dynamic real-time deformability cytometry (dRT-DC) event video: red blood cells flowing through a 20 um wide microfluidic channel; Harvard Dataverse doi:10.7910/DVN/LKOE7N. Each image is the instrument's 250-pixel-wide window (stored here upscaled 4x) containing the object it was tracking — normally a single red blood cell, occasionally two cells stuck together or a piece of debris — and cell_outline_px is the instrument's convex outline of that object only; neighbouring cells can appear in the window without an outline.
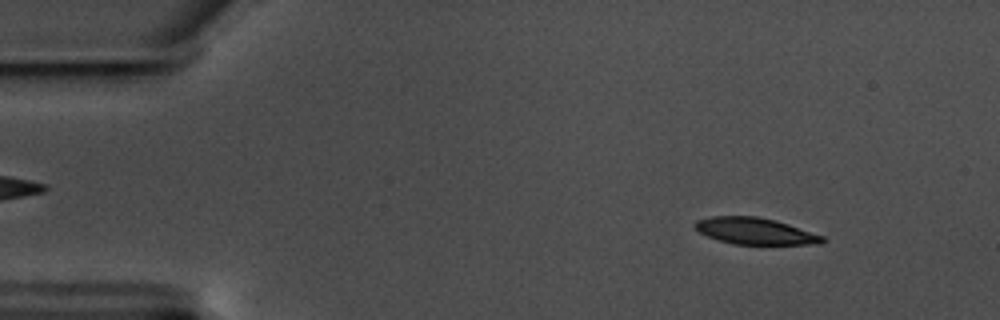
{"species": "common noctule bat (a hibernating species)", "species_latin": "Nyctalus noctula", "temperature_condition": "warm", "stored_images_in_passage": 53, "camera_frame_rate_fps": 3000, "um_per_image_px": 0.085, "animal": {"sex": "male", "body_mass_g": 17.5, "forearm_length_mm": 52.3}, "frame": {"image": 1, "passage_image": 2, "time_ms": 0.333, "image_size_px": [1000, 320], "cell_outline_px": [[828, 240], [820, 244], [732, 244], [708, 236], [700, 232], [692, 224], [696, 220], [712, 216], [756, 216], [776, 220], [824, 236]], "centroid_in_image_um": [64.2, 19.64], "position_along_channel_um": 20.8, "area_um2": 19.71}}
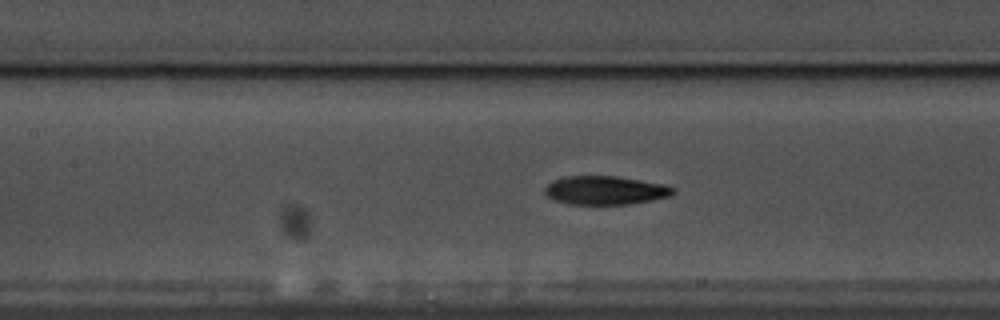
{"frame": {"image": 2, "passage_image": 21, "time_ms": 6.667, "image_size_px": [1000, 320], "cell_outline_px": [[676, 192], [672, 196], [652, 200], [628, 204], [568, 204], [552, 200], [544, 192], [544, 188], [552, 180], [568, 176], [616, 176], [640, 180], [660, 184], [676, 188]], "centroid_in_image_um": [51.43, 16.18], "position_along_channel_um": 156.0, "area_um2": 21.44}}
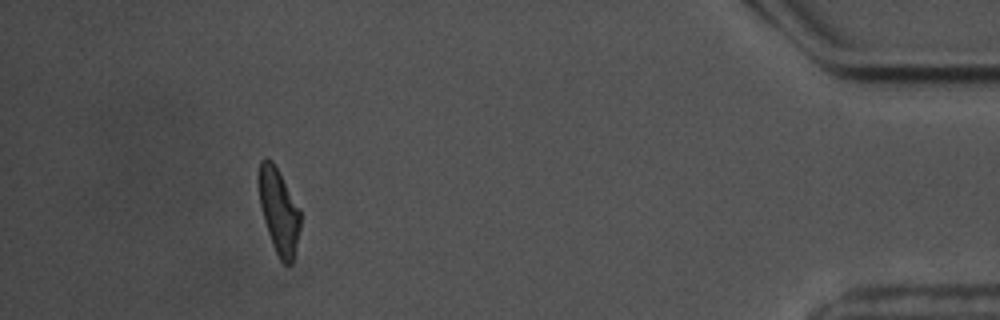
{"frame": {"image": 3, "passage_image": 48, "time_ms": 15.667, "image_size_px": [1000, 320], "cell_outline_px": [[300, 228], [292, 264], [284, 264], [280, 260], [272, 244], [264, 220], [260, 204], [256, 180], [260, 160], [264, 156], [272, 160], [300, 208]], "centroid_in_image_um": [23.67, 17.88], "position_along_channel_um": 411.5, "area_um2": 20.87}, "authors_computed_cell_mechanics": {"area_um2": 21.6172, "velocity_mm_per_s": 3.5205, "shape_relaxation_time_tau1_ms": 3.5754, "shape_relaxation_time_tau2_ms": 4.4382, "deformation_change_tau1": 0.1467, "deformation_change_tau2": 0.122}}